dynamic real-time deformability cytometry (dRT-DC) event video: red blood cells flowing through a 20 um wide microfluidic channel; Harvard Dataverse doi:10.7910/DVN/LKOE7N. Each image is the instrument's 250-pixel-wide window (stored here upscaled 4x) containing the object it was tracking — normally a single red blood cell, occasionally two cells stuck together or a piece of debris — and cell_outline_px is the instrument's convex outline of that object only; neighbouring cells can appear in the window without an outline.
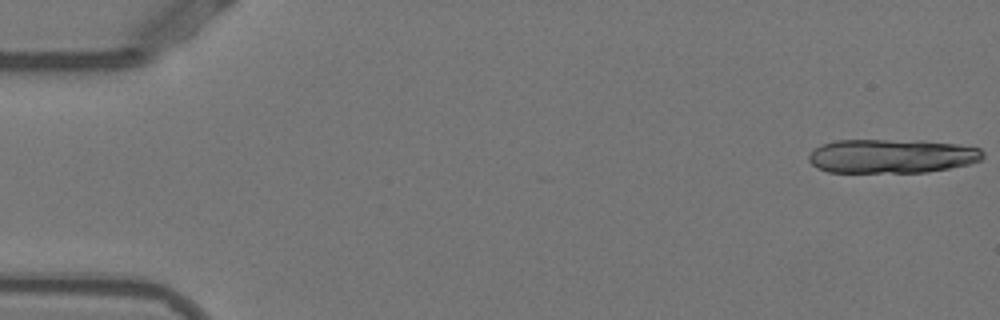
{"species": "Egyptian fruit bat (a non-hibernating species)", "species_latin": "Rousettus aegyptiacus", "temperature_condition": "warm", "stored_images_in_passage": 14, "camera_frame_rate_fps": 3000, "um_per_image_px": 0.085, "animal": {"sex": "female"}, "frame": {"image": 1, "passage_image": 1, "time_ms": 0.0, "image_size_px": [1000, 320], "cell_outline_px": [[984, 156], [980, 160], [968, 164], [928, 172], [828, 172], [816, 168], [808, 160], [808, 156], [816, 148], [824, 144], [836, 140], [924, 140], [956, 144], [980, 148], [984, 152]], "centroid_in_image_um": [75.8, 13.26], "position_along_channel_um": 9.2, "area_um2": 34.62}}